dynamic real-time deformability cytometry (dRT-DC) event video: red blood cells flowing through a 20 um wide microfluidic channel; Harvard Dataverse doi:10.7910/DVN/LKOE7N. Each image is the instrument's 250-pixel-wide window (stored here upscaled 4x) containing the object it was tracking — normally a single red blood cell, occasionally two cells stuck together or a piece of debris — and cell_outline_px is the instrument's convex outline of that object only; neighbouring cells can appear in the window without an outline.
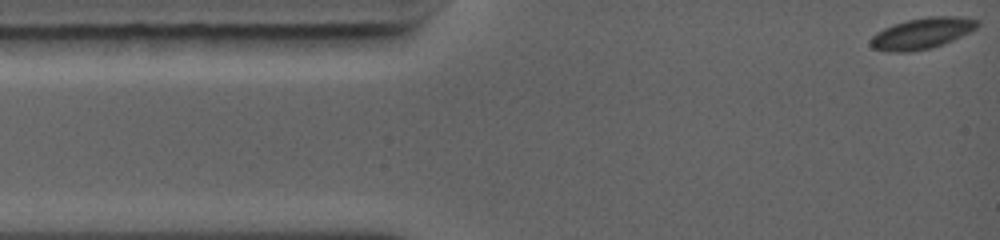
{"species": "common noctule bat (a hibernating species)", "species_latin": "Nyctalus noctula", "temperature_condition": "warm", "stored_images_in_passage": 62, "camera_frame_rate_fps": 5000, "um_per_image_px": 0.085, "animal": {"sex": "female", "body_mass_g": 19.0, "forearm_length_mm": 56.7}, "frame": {"image": 1, "passage_image": 1, "time_ms": 0.0, "image_size_px": [1000, 240], "cell_outline_px": [[980, 24], [976, 28], [944, 44], [932, 48], [912, 52], [888, 52], [872, 48], [872, 36], [876, 32], [892, 24], [908, 20], [928, 16], [960, 16], [980, 20]], "centroid_in_image_um": [78.38, 2.83], "position_along_channel_um": 6.6, "area_um2": 19.42}}
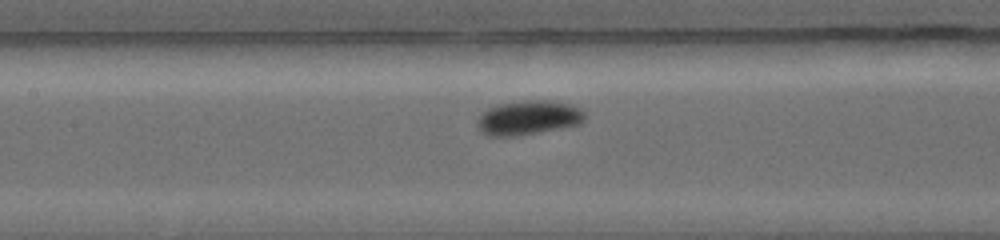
{"frame": {"image": 2, "passage_image": 27, "time_ms": 5.2, "image_size_px": [1000, 240], "cell_outline_px": [[584, 120], [580, 124], [520, 136], [488, 136], [480, 132], [476, 124], [476, 120], [480, 112], [496, 104], [524, 100], [552, 100], [568, 104], [580, 108], [584, 112]], "centroid_in_image_um": [44.84, 10.0], "position_along_channel_um": 162.6, "area_um2": 21.91}}
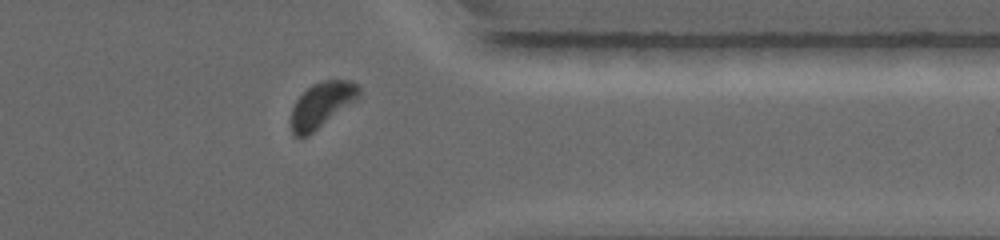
{"frame": {"image": 3, "passage_image": 53, "time_ms": 10.4, "image_size_px": [1000, 240], "cell_outline_px": [[360, 96], [308, 136], [300, 140], [292, 136], [292, 108], [296, 100], [312, 84], [324, 80], [352, 80], [360, 88]], "centroid_in_image_um": [27.32, 8.93], "position_along_channel_um": 384.1, "area_um2": 17.74}, "authors_computed_cell_mechanics": {"area_um2": 19.4208, "velocity_mm_per_s": 4.3717, "shape_relaxation_time_tau1_ms": 2.2695, "shape_relaxation_time_tau2_ms": null, "deformation_change_tau1": 0.1193, "deformation_change_tau2": null}}